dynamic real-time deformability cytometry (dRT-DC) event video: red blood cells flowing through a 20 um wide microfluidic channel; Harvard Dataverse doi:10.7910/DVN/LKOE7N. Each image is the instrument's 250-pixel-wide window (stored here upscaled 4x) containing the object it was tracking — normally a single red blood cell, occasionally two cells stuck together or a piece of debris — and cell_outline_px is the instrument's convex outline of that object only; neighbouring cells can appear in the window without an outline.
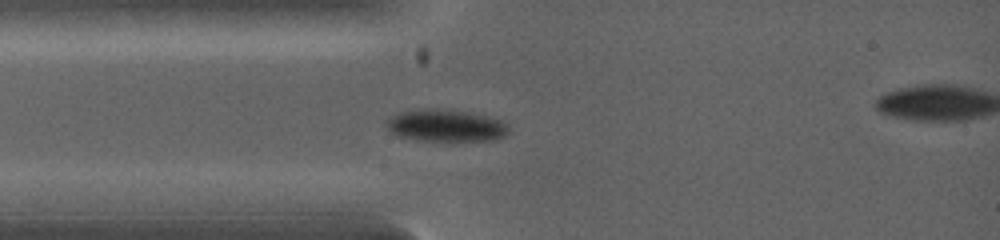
{"species": "common noctule bat (a hibernating species)", "species_latin": "Nyctalus noctula", "temperature_condition": "warm", "stored_images_in_passage": 7, "camera_frame_rate_fps": 5000, "um_per_image_px": 0.085, "animal": {"sex": "female", "body_mass_g": 19.0, "forearm_length_mm": 53.3}, "frame": {"image": 1, "passage_image": 1, "time_ms": 0.0, "image_size_px": [1000, 240], "cell_outline_px": [[508, 132], [504, 136], [492, 140], [420, 140], [396, 136], [384, 124], [392, 116], [400, 112], [424, 108], [452, 108], [500, 120], [508, 124]], "centroid_in_image_um": [37.87, 10.65], "position_along_channel_um": 47.1, "area_um2": 22.83}}
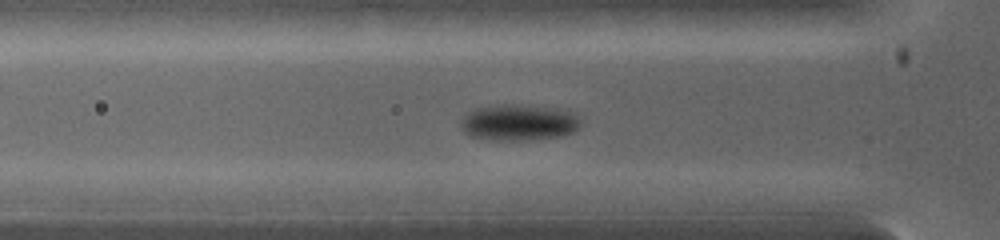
{"frame": {"image": 2, "passage_image": 4, "time_ms": 0.6, "image_size_px": [1000, 240], "cell_outline_px": [[580, 128], [572, 132], [560, 136], [532, 140], [488, 140], [468, 136], [464, 132], [460, 124], [460, 120], [468, 112], [476, 108], [496, 104], [516, 104], [548, 108], [568, 112], [576, 116], [580, 120]], "centroid_in_image_um": [44.01, 10.43], "position_along_channel_um": 81.8, "area_um2": 25.26}}